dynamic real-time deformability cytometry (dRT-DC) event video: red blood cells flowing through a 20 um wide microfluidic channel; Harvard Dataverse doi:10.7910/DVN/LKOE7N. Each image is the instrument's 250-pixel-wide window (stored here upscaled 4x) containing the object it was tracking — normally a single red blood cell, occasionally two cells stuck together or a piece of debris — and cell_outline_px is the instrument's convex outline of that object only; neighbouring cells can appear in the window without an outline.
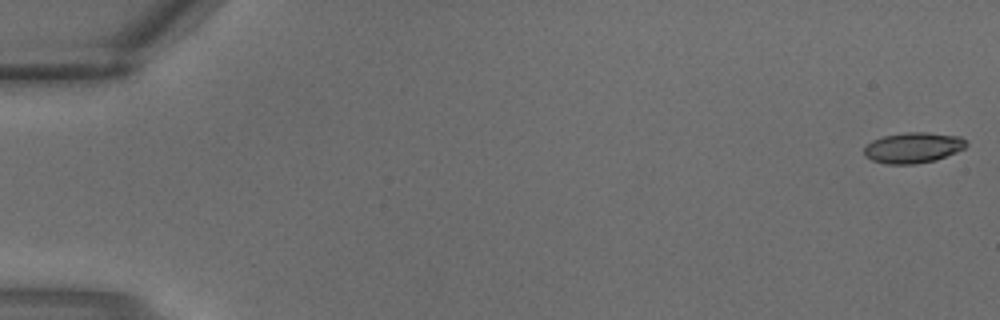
{"species": "common noctule bat (a hibernating species)", "species_latin": "Nyctalus noctula", "temperature_condition": "warm", "stored_images_in_passage": 2, "segment_of_instrument_passage": [2, 2], "camera_frame_rate_fps": 3000, "um_per_image_px": 0.085, "animal": {"sex": "male", "body_mass_g": 18.8}, "frame": {"image": 1, "passage_image": 2, "time_ms": 0.333, "image_size_px": [1000, 320], "cell_outline_px": [[968, 144], [964, 148], [956, 152], [936, 160], [916, 164], [888, 164], [872, 160], [864, 156], [864, 148], [872, 140], [884, 136], [904, 132], [928, 132], [960, 136]], "centroid_in_image_um": [77.61, 12.55], "position_along_channel_um": 7.4, "area_um2": 18.26}}